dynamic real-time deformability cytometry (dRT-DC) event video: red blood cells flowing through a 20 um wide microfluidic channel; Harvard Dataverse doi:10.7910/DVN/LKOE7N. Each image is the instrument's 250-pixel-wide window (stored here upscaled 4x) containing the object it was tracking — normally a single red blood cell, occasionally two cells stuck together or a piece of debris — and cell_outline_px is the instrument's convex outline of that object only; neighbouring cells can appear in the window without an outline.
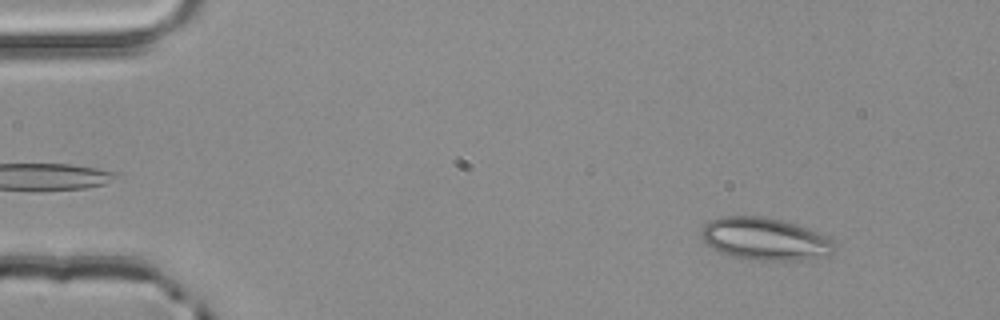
{"species": "common noctule bat (a hibernating species)", "species_latin": "Nyctalus noctula", "temperature_condition": "room temperature", "stored_images_in_passage": 3, "camera_frame_rate_fps": 3000, "um_per_image_px": 0.085, "animal": {"sex": "male", "body_mass_g": 20.4}, "frame": {"image": 1, "passage_image": 1, "time_ms": 0.0, "image_size_px": [1000, 320], "cell_outline_px": [[836, 252], [828, 256], [800, 260], [760, 260], [736, 256], [720, 252], [712, 248], [704, 240], [700, 232], [704, 224], [720, 216], [764, 216], [780, 220], [820, 232], [828, 236], [836, 244]], "centroid_in_image_um": [65.08, 20.31], "position_along_channel_um": 19.9, "area_um2": 32.89}}